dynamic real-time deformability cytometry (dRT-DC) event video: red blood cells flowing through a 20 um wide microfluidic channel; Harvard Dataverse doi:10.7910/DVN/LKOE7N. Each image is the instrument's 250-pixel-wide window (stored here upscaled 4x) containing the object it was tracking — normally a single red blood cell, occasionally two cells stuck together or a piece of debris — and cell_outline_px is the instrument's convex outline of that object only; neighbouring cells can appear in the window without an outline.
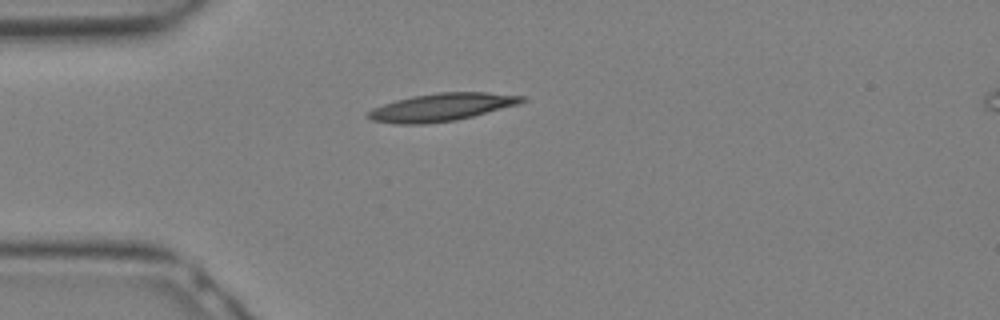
{"species": "Egyptian fruit bat (a non-hibernating species)", "species_latin": "Rousettus aegyptiacus", "temperature_condition": "warm", "stored_images_in_passage": 2, "camera_frame_rate_fps": 3000, "um_per_image_px": 0.085, "animal": {"sex": "female"}, "frame": {"image": 1, "passage_image": 1, "time_ms": 0.0, "image_size_px": [1000, 320], "cell_outline_px": [[528, 100], [520, 104], [456, 120], [424, 124], [396, 124], [372, 120], [364, 116], [372, 108], [396, 100], [412, 96], [440, 92], [488, 92], [524, 96]], "centroid_in_image_um": [37.54, 9.11], "position_along_channel_um": 47.5, "area_um2": 24.91}}